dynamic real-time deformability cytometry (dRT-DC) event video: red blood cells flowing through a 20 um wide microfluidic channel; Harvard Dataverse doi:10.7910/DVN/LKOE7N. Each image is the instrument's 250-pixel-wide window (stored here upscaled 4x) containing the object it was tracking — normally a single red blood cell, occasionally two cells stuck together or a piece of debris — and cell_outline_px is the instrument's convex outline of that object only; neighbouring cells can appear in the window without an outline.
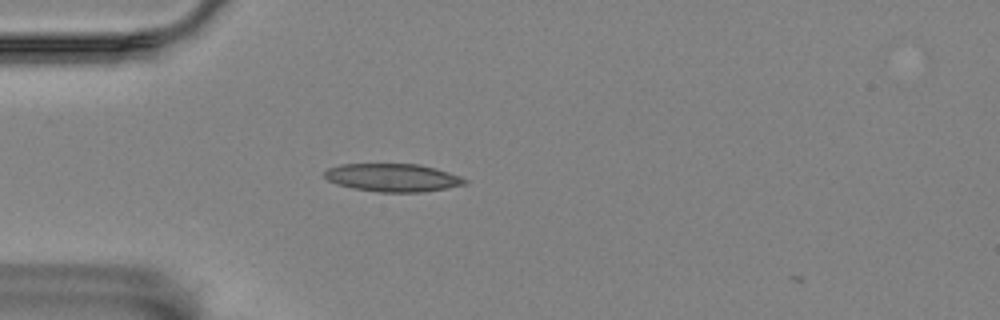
{"species": "Egyptian fruit bat (a non-hibernating species)", "species_latin": "Rousettus aegyptiacus", "temperature_condition": "room temperature", "stored_images_in_passage": 3, "camera_frame_rate_fps": 3000, "um_per_image_px": 0.085, "animal": {"sex": "female"}, "frame": {"image": 1, "passage_image": 2, "time_ms": 1.0, "image_size_px": [1000, 320], "cell_outline_px": [[468, 184], [448, 188], [424, 192], [380, 192], [352, 188], [336, 184], [328, 180], [324, 176], [324, 172], [328, 168], [340, 164], [420, 164], [448, 172], [460, 176], [468, 180]], "centroid_in_image_um": [33.4, 15.1], "position_along_channel_um": 51.6, "area_um2": 23.0}}